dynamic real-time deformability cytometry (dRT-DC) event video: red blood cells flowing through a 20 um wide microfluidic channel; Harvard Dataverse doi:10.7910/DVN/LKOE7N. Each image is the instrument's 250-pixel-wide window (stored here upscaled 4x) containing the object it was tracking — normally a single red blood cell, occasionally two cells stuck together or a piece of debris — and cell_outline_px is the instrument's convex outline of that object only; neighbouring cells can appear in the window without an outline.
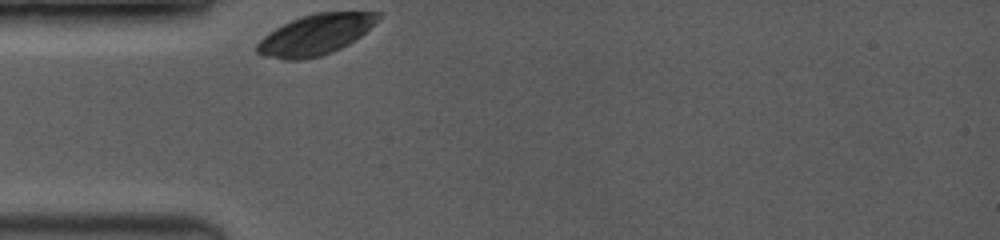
{"species": "common noctule bat (a hibernating species)", "species_latin": "Nyctalus noctula", "temperature_condition": "room temperature", "stored_images_in_passage": 18, "camera_frame_rate_fps": 3500, "um_per_image_px": 0.085, "animal": {"sex": "female", "body_mass_g": 19.0, "forearm_length_mm": 53.3}, "frame": {"image": 1, "passage_image": 1, "time_ms": 0.0, "image_size_px": [1000, 240], "cell_outline_px": [[384, 12], [360, 36], [348, 44], [332, 52], [320, 56], [300, 60], [284, 60], [264, 56], [256, 52], [256, 44], [268, 32], [300, 16], [316, 12]], "centroid_in_image_um": [26.77, 2.95], "position_along_channel_um": 58.2, "area_um2": 28.32}}
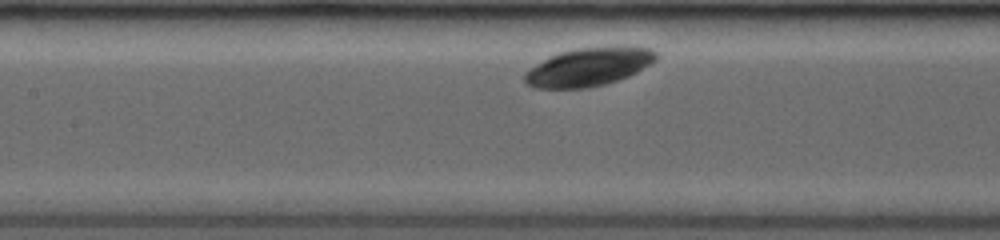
{"frame": {"image": 2, "passage_image": 11, "time_ms": 2.857, "image_size_px": [1000, 240], "cell_outline_px": [[660, 56], [656, 60], [636, 72], [628, 76], [604, 84], [584, 88], [532, 88], [524, 84], [524, 76], [536, 64], [560, 52], [576, 48], [616, 44], [628, 44], [648, 48], [656, 52]], "centroid_in_image_um": [50.1, 5.65], "position_along_channel_um": 157.3, "area_um2": 29.71}}
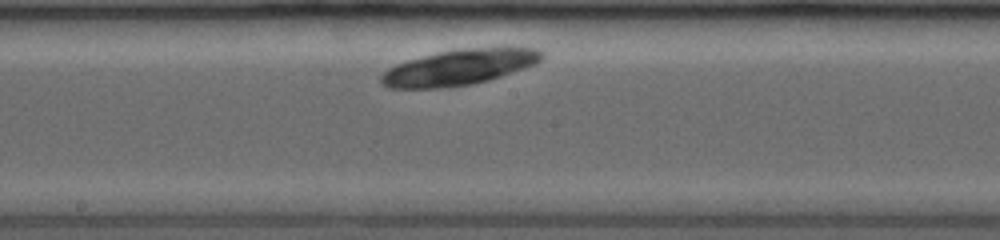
{"frame": {"image": 3, "passage_image": 16, "time_ms": 4.286, "image_size_px": [1000, 240], "cell_outline_px": [[544, 56], [536, 64], [488, 80], [472, 84], [440, 88], [388, 88], [380, 84], [380, 76], [388, 68], [396, 64], [408, 60], [436, 52], [460, 48], [504, 44], [508, 44], [536, 48], [544, 52]], "centroid_in_image_um": [39.11, 5.66], "position_along_channel_um": 209.1, "area_um2": 34.39}}